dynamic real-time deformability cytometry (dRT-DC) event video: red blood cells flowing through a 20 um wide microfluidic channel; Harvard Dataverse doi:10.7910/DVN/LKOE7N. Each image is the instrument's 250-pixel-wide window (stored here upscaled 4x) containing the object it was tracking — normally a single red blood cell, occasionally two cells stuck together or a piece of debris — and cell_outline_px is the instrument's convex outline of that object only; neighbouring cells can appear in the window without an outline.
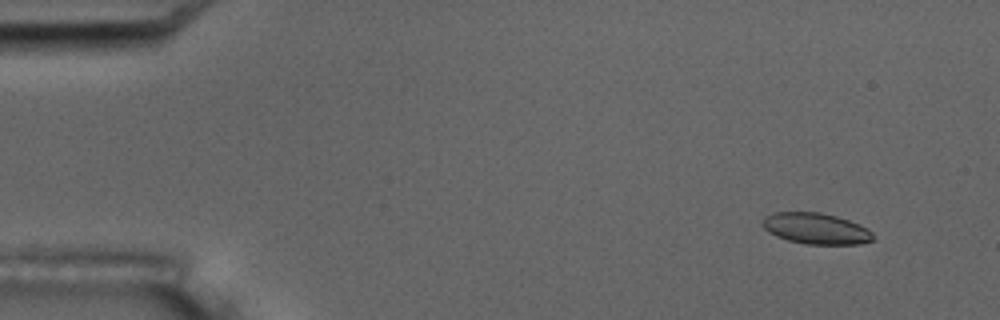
{"species": "common noctule bat (a hibernating species)", "species_latin": "Nyctalus noctula", "temperature_condition": "room temperature", "stored_images_in_passage": 5, "camera_frame_rate_fps": 3000, "um_per_image_px": 0.085, "animal": {"sex": "male", "body_mass_g": 17.5, "forearm_length_mm": 52.3}, "frame": {"image": 1, "passage_image": 1, "time_ms": 0.0, "image_size_px": [1000, 320], "cell_outline_px": [[872, 240], [860, 244], [808, 244], [788, 240], [776, 236], [768, 232], [764, 228], [764, 216], [772, 212], [820, 212], [836, 216], [848, 220], [868, 228], [872, 232]], "centroid_in_image_um": [69.35, 19.42], "position_along_channel_um": 15.7, "area_um2": 19.88}}